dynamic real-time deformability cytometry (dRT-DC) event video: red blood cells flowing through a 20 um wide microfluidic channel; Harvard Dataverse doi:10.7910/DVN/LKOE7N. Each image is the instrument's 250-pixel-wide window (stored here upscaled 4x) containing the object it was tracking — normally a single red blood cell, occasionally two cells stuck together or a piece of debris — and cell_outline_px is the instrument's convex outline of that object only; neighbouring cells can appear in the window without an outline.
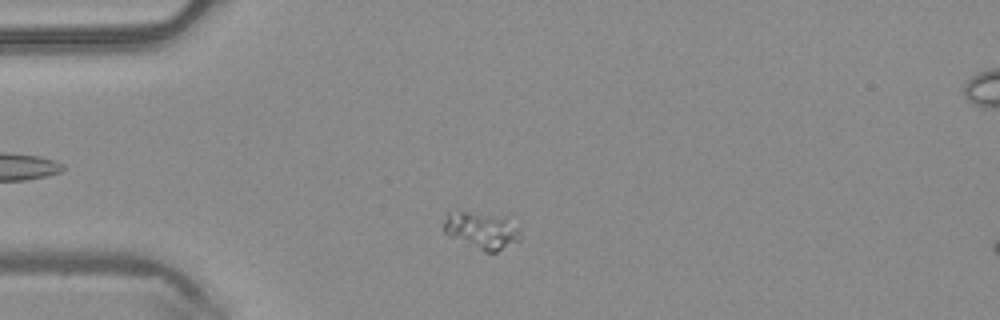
{"species": "common noctule bat (a hibernating species)", "species_latin": "Nyctalus noctula", "temperature_condition": "warm", "stored_images_in_passage": 4, "camera_frame_rate_fps": 3000, "um_per_image_px": 0.085, "animal": {"sex": "male", "body_mass_g": 20.4}, "frame": {"image": 1, "passage_image": 1, "time_ms": 0.0, "image_size_px": [1000, 320], "cell_outline_px": [[520, 240], [496, 252], [484, 252], [444, 232], [444, 220], [448, 212], [468, 212], [504, 216], [520, 232]], "centroid_in_image_um": [40.94, 19.59], "position_along_channel_um": 44.1, "area_um2": 16.01}}
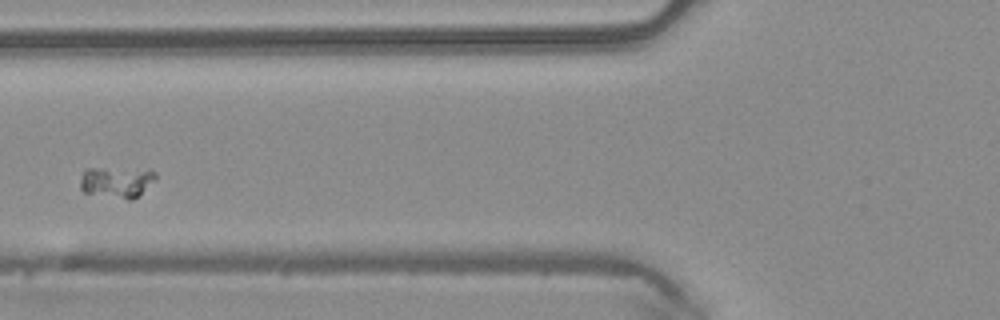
{"frame": {"image": 2, "passage_image": 3, "time_ms": 0.667, "image_size_px": [1000, 320], "cell_outline_px": [[156, 180], [132, 200], [128, 200], [84, 192], [80, 188], [80, 180], [84, 168], [152, 168], [156, 172]], "centroid_in_image_um": [9.95, 15.44], "position_along_channel_um": 115.8, "area_um2": 14.05}}